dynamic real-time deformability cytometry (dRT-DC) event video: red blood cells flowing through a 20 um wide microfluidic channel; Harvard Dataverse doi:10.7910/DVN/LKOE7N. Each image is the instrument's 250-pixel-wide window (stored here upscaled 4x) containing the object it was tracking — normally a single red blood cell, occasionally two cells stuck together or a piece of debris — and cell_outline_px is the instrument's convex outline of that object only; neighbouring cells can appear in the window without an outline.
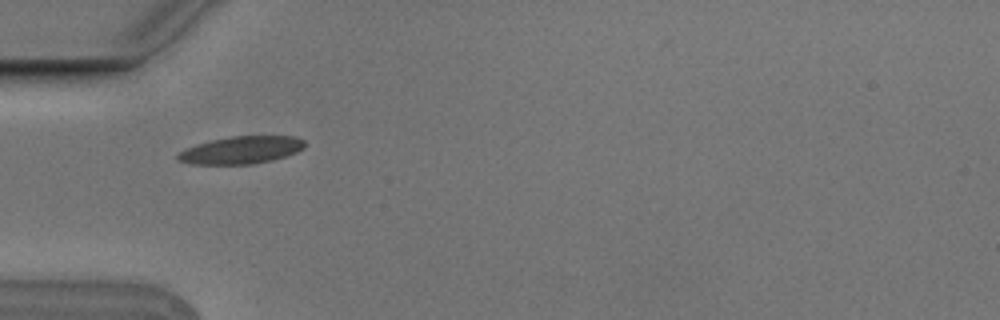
{"species": "Egyptian fruit bat (a non-hibernating species)", "species_latin": "Rousettus aegyptiacus", "temperature_condition": "cold", "stored_images_in_passage": 5, "camera_frame_rate_fps": 3000, "um_per_image_px": 0.085, "animal": {"sex": "male"}, "frame": {"image": 1, "passage_image": 2, "time_ms": 0.333, "image_size_px": [1000, 320], "cell_outline_px": [[304, 148], [296, 152], [272, 160], [252, 164], [192, 164], [176, 160], [176, 152], [184, 148], [196, 144], [212, 140], [232, 136], [296, 136], [304, 140]], "centroid_in_image_um": [20.44, 12.75], "position_along_channel_um": 64.6, "area_um2": 20.4}}
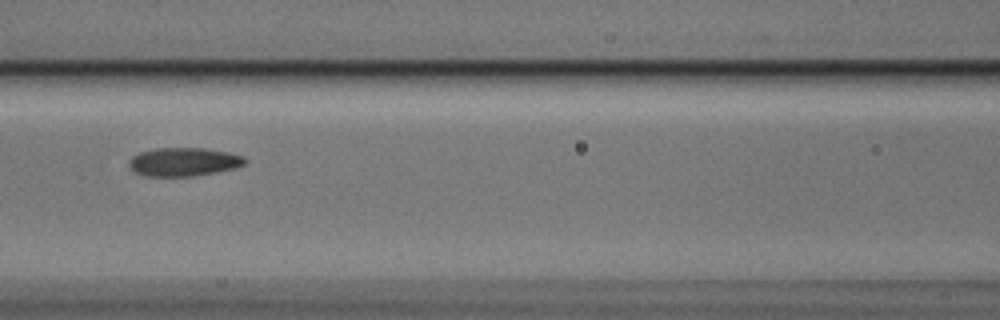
{"frame": {"image": 2, "passage_image": 4, "time_ms": 1.0, "image_size_px": [1000, 320], "cell_outline_px": [[248, 160], [244, 164], [236, 168], [216, 172], [192, 176], [144, 176], [136, 172], [128, 164], [128, 160], [132, 156], [140, 152], [156, 148], [204, 148], [228, 152], [244, 156]], "centroid_in_image_um": [15.63, 13.75], "position_along_channel_um": 151.0, "area_um2": 19.31}}
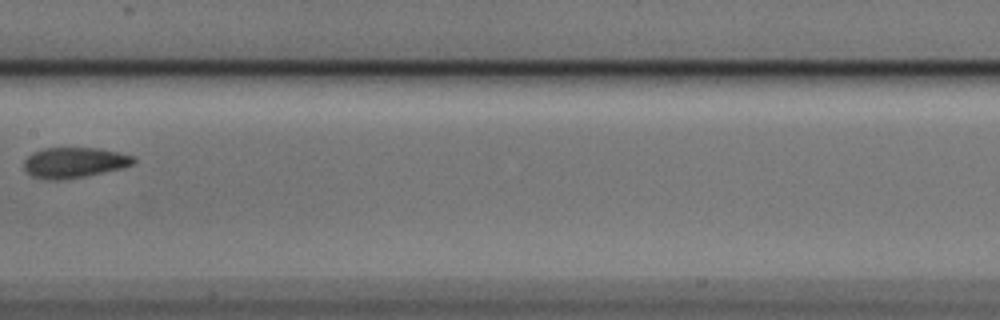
{"frame": {"image": 3, "passage_image": 5, "time_ms": 1.333, "image_size_px": [1000, 320], "cell_outline_px": [[136, 160], [132, 164], [120, 168], [84, 176], [60, 180], [44, 180], [32, 176], [24, 168], [24, 160], [32, 152], [44, 148], [96, 148], [120, 152], [136, 156]], "centroid_in_image_um": [6.29, 13.81], "position_along_channel_um": 201.1, "area_um2": 19.42}}